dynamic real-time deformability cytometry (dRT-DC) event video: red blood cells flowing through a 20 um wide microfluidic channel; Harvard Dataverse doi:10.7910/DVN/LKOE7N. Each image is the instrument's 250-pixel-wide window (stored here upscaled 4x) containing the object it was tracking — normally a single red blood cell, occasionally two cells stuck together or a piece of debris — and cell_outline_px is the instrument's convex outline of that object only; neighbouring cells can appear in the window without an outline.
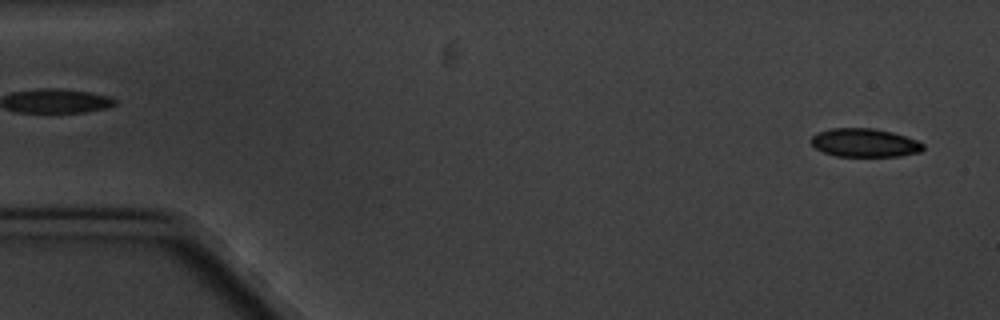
{"species": "common noctule bat (a hibernating species)", "species_latin": "Nyctalus noctula", "temperature_condition": "cold", "stored_images_in_passage": 3, "segment_of_instrument_passage": [2, 2], "camera_frame_rate_fps": 3000, "um_per_image_px": 0.085, "animal": {"sex": "male", "body_mass_g": 20.1, "forearm_length_mm": 53.5}, "frame": {"image": 1, "passage_image": 3, "time_ms": 2.333, "image_size_px": [1000, 320], "cell_outline_px": [[924, 148], [920, 152], [900, 156], [836, 156], [824, 152], [816, 148], [812, 144], [812, 136], [816, 132], [832, 128], [872, 128], [892, 132], [916, 140], [924, 144]], "centroid_in_image_um": [73.49, 12.13], "position_along_channel_um": 11.5, "area_um2": 18.5}}